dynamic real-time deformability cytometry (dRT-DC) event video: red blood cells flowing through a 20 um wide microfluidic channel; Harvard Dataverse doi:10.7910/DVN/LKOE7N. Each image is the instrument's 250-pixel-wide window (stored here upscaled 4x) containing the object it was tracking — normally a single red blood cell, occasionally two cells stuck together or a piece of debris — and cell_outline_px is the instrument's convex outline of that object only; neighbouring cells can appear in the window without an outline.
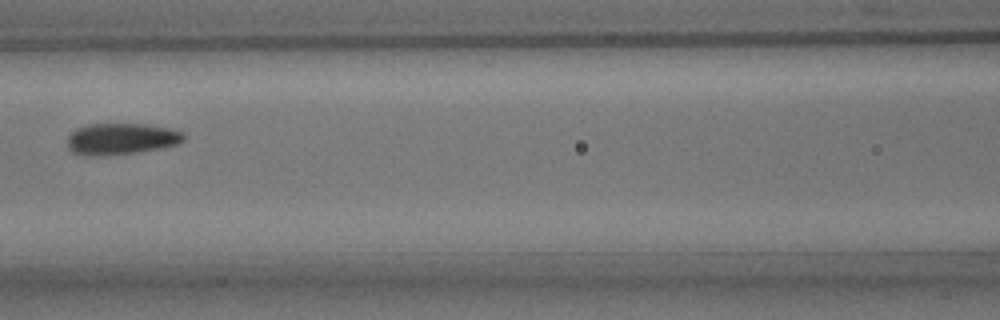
{"species": "common noctule bat (a hibernating species)", "species_latin": "Nyctalus noctula", "temperature_condition": "room temperature", "stored_images_in_passage": 9, "camera_frame_rate_fps": 3000, "um_per_image_px": 0.085, "animal": {"sex": "male", "body_mass_g": 15.6}, "frame": {"image": 1, "passage_image": 6, "time_ms": 6.667, "image_size_px": [1000, 320], "cell_outline_px": [[184, 140], [176, 144], [160, 148], [132, 152], [72, 152], [68, 148], [68, 136], [76, 128], [88, 124], [144, 124], [168, 128], [184, 132]], "centroid_in_image_um": [10.36, 11.73], "position_along_channel_um": 156.2, "area_um2": 20.06}}
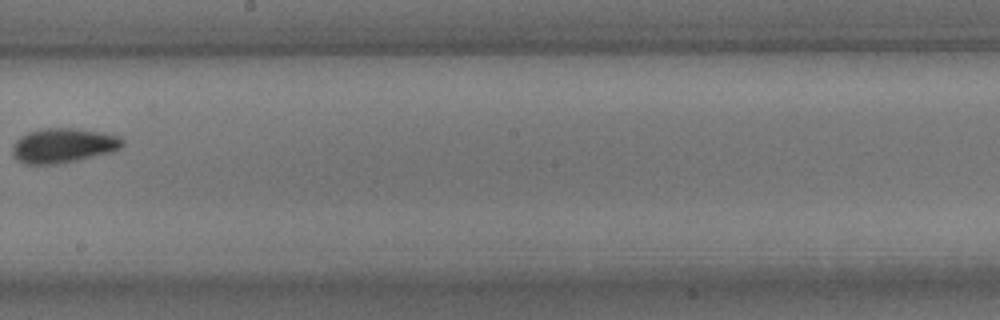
{"frame": {"image": 2, "passage_image": 8, "time_ms": 9.0, "image_size_px": [1000, 320], "cell_outline_px": [[124, 144], [120, 148], [112, 152], [76, 160], [56, 164], [24, 164], [16, 160], [12, 156], [12, 148], [16, 140], [20, 136], [28, 132], [40, 128], [76, 128], [100, 132], [116, 136], [124, 140]], "centroid_in_image_um": [5.33, 12.37], "position_along_channel_um": 242.9, "area_um2": 22.25}}
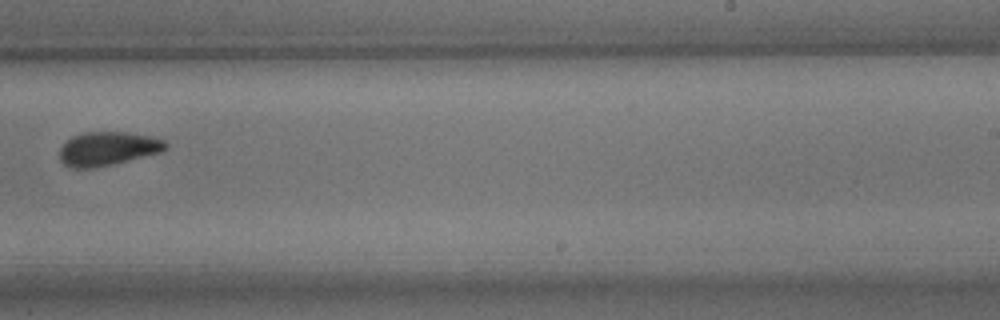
{"frame": {"image": 3, "passage_image": 9, "time_ms": 10.0, "image_size_px": [1000, 320], "cell_outline_px": [[168, 148], [160, 152], [112, 164], [92, 168], [72, 168], [64, 164], [60, 160], [60, 148], [72, 136], [84, 132], [124, 132], [148, 136], [164, 140], [168, 144]], "centroid_in_image_um": [9.14, 12.63], "position_along_channel_um": 279.9, "area_um2": 20.63}}